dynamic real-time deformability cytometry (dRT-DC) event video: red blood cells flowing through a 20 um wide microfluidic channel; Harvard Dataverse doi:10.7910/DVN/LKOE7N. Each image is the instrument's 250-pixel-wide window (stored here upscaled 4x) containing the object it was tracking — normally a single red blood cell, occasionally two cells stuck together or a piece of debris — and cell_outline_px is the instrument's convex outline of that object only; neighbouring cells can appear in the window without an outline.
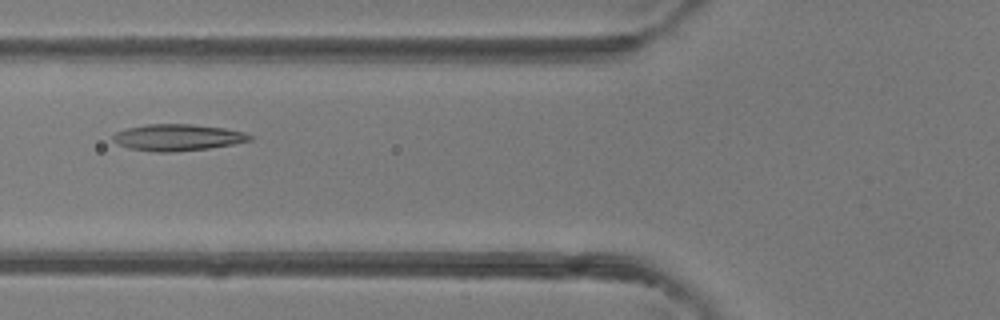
{"species": "common noctule bat (a hibernating species)", "species_latin": "Nyctalus noctula", "temperature_condition": "room temperature", "stored_images_in_passage": 2, "camera_frame_rate_fps": 3000, "um_per_image_px": 0.085, "animal": {"sex": "female"}, "frame": {"image": 1, "passage_image": 2, "time_ms": 1.0, "image_size_px": [1000, 320], "cell_outline_px": [[252, 140], [232, 144], [208, 148], [172, 152], [152, 152], [128, 148], [116, 144], [112, 140], [112, 136], [116, 132], [124, 128], [148, 124], [192, 124], [224, 128], [244, 132], [252, 136]], "centroid_in_image_um": [15.04, 11.68], "position_along_channel_um": 110.8, "area_um2": 21.27}}